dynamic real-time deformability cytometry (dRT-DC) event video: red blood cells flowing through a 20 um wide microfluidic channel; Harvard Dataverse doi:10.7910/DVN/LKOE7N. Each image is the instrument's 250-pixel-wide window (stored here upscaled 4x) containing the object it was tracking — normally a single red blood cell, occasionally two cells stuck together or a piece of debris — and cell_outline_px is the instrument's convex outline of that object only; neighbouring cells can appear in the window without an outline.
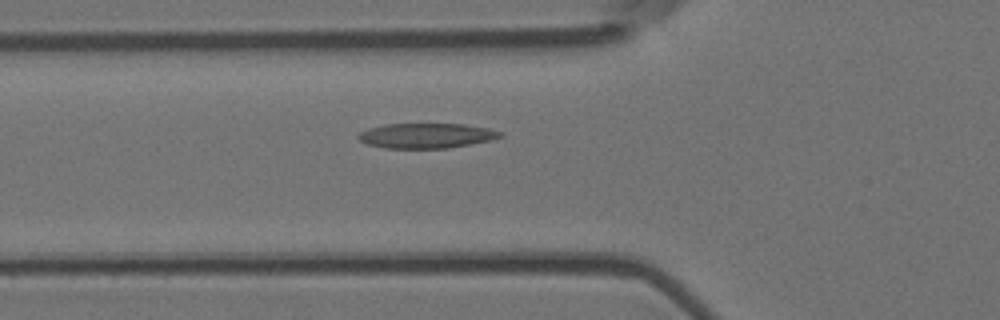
{"species": "Egyptian fruit bat (a non-hibernating species)", "species_latin": "Rousettus aegyptiacus", "temperature_condition": "room temperature", "stored_images_in_passage": 5, "camera_frame_rate_fps": 3000, "um_per_image_px": 0.085, "animal": {"sex": "female"}, "frame": {"image": 1, "passage_image": 5, "time_ms": 1.333, "image_size_px": [1000, 320], "cell_outline_px": [[504, 132], [500, 136], [488, 140], [448, 148], [384, 148], [368, 144], [360, 140], [356, 136], [360, 132], [368, 128], [384, 124], [464, 124], [488, 128]], "centroid_in_image_um": [36.19, 11.52], "position_along_channel_um": 89.6, "area_um2": 20.46}}